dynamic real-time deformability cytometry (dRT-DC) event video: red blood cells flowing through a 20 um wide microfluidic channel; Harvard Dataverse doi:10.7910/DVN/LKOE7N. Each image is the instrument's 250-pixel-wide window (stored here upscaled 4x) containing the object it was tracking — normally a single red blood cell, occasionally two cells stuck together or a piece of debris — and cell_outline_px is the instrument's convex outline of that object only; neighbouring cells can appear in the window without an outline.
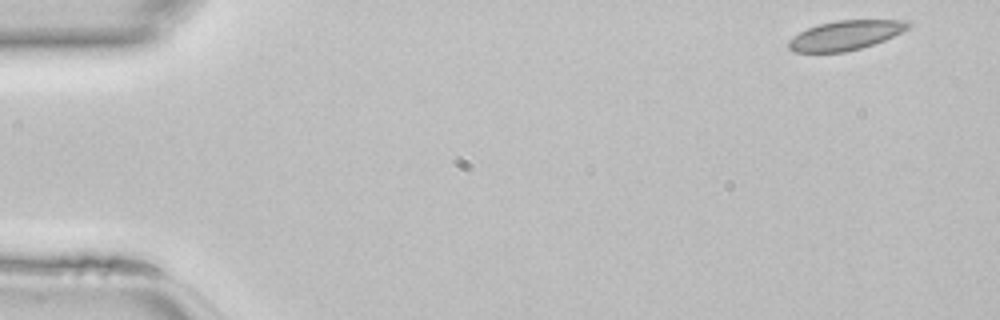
{"species": "common noctule bat (a hibernating species)", "species_latin": "Nyctalus noctula", "temperature_condition": "room temperature", "stored_images_in_passage": 32, "camera_frame_rate_fps": 3000, "um_per_image_px": 0.085, "animal": {"sex": "female", "body_mass_g": 22.7, "forearm_length_mm": 54.2}, "frame": {"image": 1, "passage_image": 1, "time_ms": 0.0, "image_size_px": [1000, 320], "cell_outline_px": [[912, 24], [908, 28], [884, 40], [860, 48], [844, 52], [792, 52], [788, 48], [788, 40], [800, 32], [808, 28], [820, 24], [836, 20], [908, 20]], "centroid_in_image_um": [71.84, 3.0], "position_along_channel_um": 13.2, "area_um2": 20.35}}
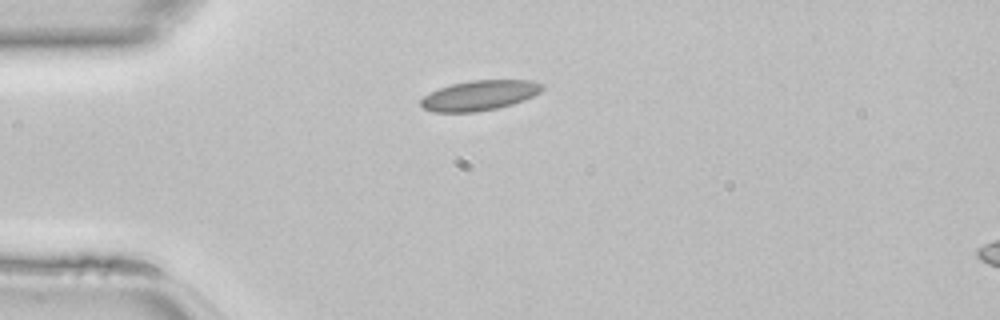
{"frame": {"image": 2, "passage_image": 10, "time_ms": 3.0, "image_size_px": [1000, 320], "cell_outline_px": [[544, 88], [540, 92], [524, 100], [512, 104], [496, 108], [476, 112], [432, 112], [424, 108], [420, 104], [420, 100], [424, 96], [440, 88], [452, 84], [472, 80], [532, 80], [544, 84]], "centroid_in_image_um": [40.78, 8.11], "position_along_channel_um": 44.2, "area_um2": 21.15}}
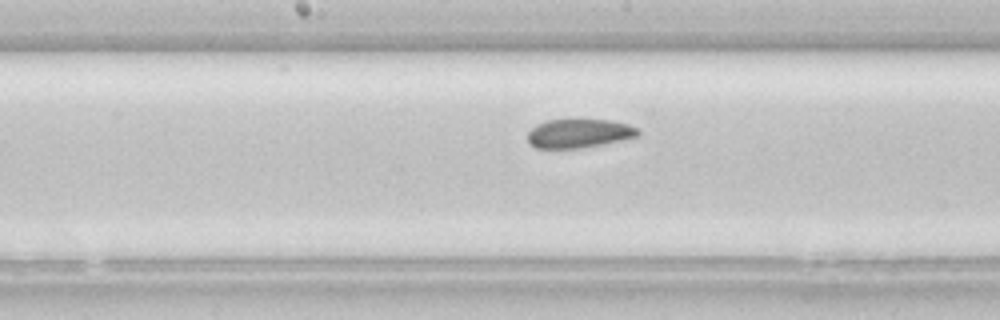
{"frame": {"image": 3, "passage_image": 22, "time_ms": 7.0, "image_size_px": [1000, 320], "cell_outline_px": [[640, 136], [580, 148], [536, 148], [528, 144], [528, 132], [536, 124], [548, 120], [608, 120], [628, 124], [636, 128], [640, 132]], "centroid_in_image_um": [49.18, 11.34], "position_along_channel_um": 199.0, "area_um2": 18.38}}